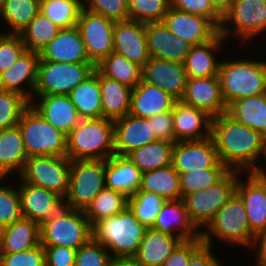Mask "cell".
<instances>
[{"label": "cell", "mask_w": 266, "mask_h": 266, "mask_svg": "<svg viewBox=\"0 0 266 266\" xmlns=\"http://www.w3.org/2000/svg\"><path fill=\"white\" fill-rule=\"evenodd\" d=\"M46 266H74L77 249L65 246H43Z\"/></svg>", "instance_id": "obj_56"}, {"label": "cell", "mask_w": 266, "mask_h": 266, "mask_svg": "<svg viewBox=\"0 0 266 266\" xmlns=\"http://www.w3.org/2000/svg\"><path fill=\"white\" fill-rule=\"evenodd\" d=\"M173 142L155 141L130 152L127 157L142 171L164 168L172 163Z\"/></svg>", "instance_id": "obj_39"}, {"label": "cell", "mask_w": 266, "mask_h": 266, "mask_svg": "<svg viewBox=\"0 0 266 266\" xmlns=\"http://www.w3.org/2000/svg\"><path fill=\"white\" fill-rule=\"evenodd\" d=\"M140 191L155 193L165 200H180V176L172 165L142 173Z\"/></svg>", "instance_id": "obj_38"}, {"label": "cell", "mask_w": 266, "mask_h": 266, "mask_svg": "<svg viewBox=\"0 0 266 266\" xmlns=\"http://www.w3.org/2000/svg\"><path fill=\"white\" fill-rule=\"evenodd\" d=\"M203 244L201 237L183 241L161 266H189L191 256Z\"/></svg>", "instance_id": "obj_54"}, {"label": "cell", "mask_w": 266, "mask_h": 266, "mask_svg": "<svg viewBox=\"0 0 266 266\" xmlns=\"http://www.w3.org/2000/svg\"><path fill=\"white\" fill-rule=\"evenodd\" d=\"M109 266H141L134 258H112Z\"/></svg>", "instance_id": "obj_59"}, {"label": "cell", "mask_w": 266, "mask_h": 266, "mask_svg": "<svg viewBox=\"0 0 266 266\" xmlns=\"http://www.w3.org/2000/svg\"><path fill=\"white\" fill-rule=\"evenodd\" d=\"M103 117L116 120L130 112L132 88L104 76L99 71Z\"/></svg>", "instance_id": "obj_33"}, {"label": "cell", "mask_w": 266, "mask_h": 266, "mask_svg": "<svg viewBox=\"0 0 266 266\" xmlns=\"http://www.w3.org/2000/svg\"><path fill=\"white\" fill-rule=\"evenodd\" d=\"M95 68L93 63L39 60L34 95H69Z\"/></svg>", "instance_id": "obj_11"}, {"label": "cell", "mask_w": 266, "mask_h": 266, "mask_svg": "<svg viewBox=\"0 0 266 266\" xmlns=\"http://www.w3.org/2000/svg\"><path fill=\"white\" fill-rule=\"evenodd\" d=\"M215 247L203 244L190 259L189 266H212L220 256H216Z\"/></svg>", "instance_id": "obj_57"}, {"label": "cell", "mask_w": 266, "mask_h": 266, "mask_svg": "<svg viewBox=\"0 0 266 266\" xmlns=\"http://www.w3.org/2000/svg\"><path fill=\"white\" fill-rule=\"evenodd\" d=\"M114 140V120L81 119L67 136L66 157L71 161L107 160L114 155Z\"/></svg>", "instance_id": "obj_5"}, {"label": "cell", "mask_w": 266, "mask_h": 266, "mask_svg": "<svg viewBox=\"0 0 266 266\" xmlns=\"http://www.w3.org/2000/svg\"><path fill=\"white\" fill-rule=\"evenodd\" d=\"M114 154L127 156L133 150L157 141L147 118L127 114L114 120Z\"/></svg>", "instance_id": "obj_25"}, {"label": "cell", "mask_w": 266, "mask_h": 266, "mask_svg": "<svg viewBox=\"0 0 266 266\" xmlns=\"http://www.w3.org/2000/svg\"><path fill=\"white\" fill-rule=\"evenodd\" d=\"M176 99L156 85L142 80L132 89L129 114L149 118L173 109Z\"/></svg>", "instance_id": "obj_28"}, {"label": "cell", "mask_w": 266, "mask_h": 266, "mask_svg": "<svg viewBox=\"0 0 266 266\" xmlns=\"http://www.w3.org/2000/svg\"><path fill=\"white\" fill-rule=\"evenodd\" d=\"M230 170L228 168H206L179 174L181 199L196 191L206 189L218 183Z\"/></svg>", "instance_id": "obj_46"}, {"label": "cell", "mask_w": 266, "mask_h": 266, "mask_svg": "<svg viewBox=\"0 0 266 266\" xmlns=\"http://www.w3.org/2000/svg\"><path fill=\"white\" fill-rule=\"evenodd\" d=\"M113 52L141 67L149 60L145 23L135 20L115 22Z\"/></svg>", "instance_id": "obj_20"}, {"label": "cell", "mask_w": 266, "mask_h": 266, "mask_svg": "<svg viewBox=\"0 0 266 266\" xmlns=\"http://www.w3.org/2000/svg\"><path fill=\"white\" fill-rule=\"evenodd\" d=\"M39 9L40 0H4L0 7V32L20 34L39 13ZM1 25L4 26L3 31Z\"/></svg>", "instance_id": "obj_34"}, {"label": "cell", "mask_w": 266, "mask_h": 266, "mask_svg": "<svg viewBox=\"0 0 266 266\" xmlns=\"http://www.w3.org/2000/svg\"><path fill=\"white\" fill-rule=\"evenodd\" d=\"M82 9L83 0H40L39 12L60 29H68L77 26Z\"/></svg>", "instance_id": "obj_42"}, {"label": "cell", "mask_w": 266, "mask_h": 266, "mask_svg": "<svg viewBox=\"0 0 266 266\" xmlns=\"http://www.w3.org/2000/svg\"><path fill=\"white\" fill-rule=\"evenodd\" d=\"M188 77L184 64L150 57L142 67V81L160 87L177 101L184 95Z\"/></svg>", "instance_id": "obj_18"}, {"label": "cell", "mask_w": 266, "mask_h": 266, "mask_svg": "<svg viewBox=\"0 0 266 266\" xmlns=\"http://www.w3.org/2000/svg\"><path fill=\"white\" fill-rule=\"evenodd\" d=\"M3 1H4V0H0V7H1V5H2Z\"/></svg>", "instance_id": "obj_64"}, {"label": "cell", "mask_w": 266, "mask_h": 266, "mask_svg": "<svg viewBox=\"0 0 266 266\" xmlns=\"http://www.w3.org/2000/svg\"><path fill=\"white\" fill-rule=\"evenodd\" d=\"M172 116L175 142L202 140L211 136L212 116L206 111L176 101Z\"/></svg>", "instance_id": "obj_26"}, {"label": "cell", "mask_w": 266, "mask_h": 266, "mask_svg": "<svg viewBox=\"0 0 266 266\" xmlns=\"http://www.w3.org/2000/svg\"><path fill=\"white\" fill-rule=\"evenodd\" d=\"M211 137L219 160L229 170L249 173L266 167V138L227 112L212 117Z\"/></svg>", "instance_id": "obj_1"}, {"label": "cell", "mask_w": 266, "mask_h": 266, "mask_svg": "<svg viewBox=\"0 0 266 266\" xmlns=\"http://www.w3.org/2000/svg\"><path fill=\"white\" fill-rule=\"evenodd\" d=\"M30 102L22 95L0 90V130L16 126Z\"/></svg>", "instance_id": "obj_48"}, {"label": "cell", "mask_w": 266, "mask_h": 266, "mask_svg": "<svg viewBox=\"0 0 266 266\" xmlns=\"http://www.w3.org/2000/svg\"><path fill=\"white\" fill-rule=\"evenodd\" d=\"M76 27L80 31L87 56L95 66L113 52L114 21L82 9Z\"/></svg>", "instance_id": "obj_13"}, {"label": "cell", "mask_w": 266, "mask_h": 266, "mask_svg": "<svg viewBox=\"0 0 266 266\" xmlns=\"http://www.w3.org/2000/svg\"><path fill=\"white\" fill-rule=\"evenodd\" d=\"M165 202L160 195L139 190L128 198V207L143 226L150 228Z\"/></svg>", "instance_id": "obj_44"}, {"label": "cell", "mask_w": 266, "mask_h": 266, "mask_svg": "<svg viewBox=\"0 0 266 266\" xmlns=\"http://www.w3.org/2000/svg\"><path fill=\"white\" fill-rule=\"evenodd\" d=\"M26 50L20 34L0 32V73L12 66Z\"/></svg>", "instance_id": "obj_51"}, {"label": "cell", "mask_w": 266, "mask_h": 266, "mask_svg": "<svg viewBox=\"0 0 266 266\" xmlns=\"http://www.w3.org/2000/svg\"><path fill=\"white\" fill-rule=\"evenodd\" d=\"M71 160L59 156H29L16 178L66 197L69 189Z\"/></svg>", "instance_id": "obj_12"}, {"label": "cell", "mask_w": 266, "mask_h": 266, "mask_svg": "<svg viewBox=\"0 0 266 266\" xmlns=\"http://www.w3.org/2000/svg\"><path fill=\"white\" fill-rule=\"evenodd\" d=\"M40 60L61 63H92L77 27L61 29L41 51Z\"/></svg>", "instance_id": "obj_27"}, {"label": "cell", "mask_w": 266, "mask_h": 266, "mask_svg": "<svg viewBox=\"0 0 266 266\" xmlns=\"http://www.w3.org/2000/svg\"><path fill=\"white\" fill-rule=\"evenodd\" d=\"M249 253H253L252 259L255 258L252 265L266 266V231L255 235V239Z\"/></svg>", "instance_id": "obj_58"}, {"label": "cell", "mask_w": 266, "mask_h": 266, "mask_svg": "<svg viewBox=\"0 0 266 266\" xmlns=\"http://www.w3.org/2000/svg\"><path fill=\"white\" fill-rule=\"evenodd\" d=\"M241 173L230 170L215 185L192 192L182 198L189 219L200 232L236 192L238 177Z\"/></svg>", "instance_id": "obj_9"}, {"label": "cell", "mask_w": 266, "mask_h": 266, "mask_svg": "<svg viewBox=\"0 0 266 266\" xmlns=\"http://www.w3.org/2000/svg\"><path fill=\"white\" fill-rule=\"evenodd\" d=\"M106 160H73L64 207L85 210L105 188Z\"/></svg>", "instance_id": "obj_10"}, {"label": "cell", "mask_w": 266, "mask_h": 266, "mask_svg": "<svg viewBox=\"0 0 266 266\" xmlns=\"http://www.w3.org/2000/svg\"><path fill=\"white\" fill-rule=\"evenodd\" d=\"M13 179L15 183L9 184V178H0V225L4 227L22 218L16 175Z\"/></svg>", "instance_id": "obj_45"}, {"label": "cell", "mask_w": 266, "mask_h": 266, "mask_svg": "<svg viewBox=\"0 0 266 266\" xmlns=\"http://www.w3.org/2000/svg\"><path fill=\"white\" fill-rule=\"evenodd\" d=\"M17 125L28 157H66L67 136L46 121L31 105L23 112Z\"/></svg>", "instance_id": "obj_8"}, {"label": "cell", "mask_w": 266, "mask_h": 266, "mask_svg": "<svg viewBox=\"0 0 266 266\" xmlns=\"http://www.w3.org/2000/svg\"><path fill=\"white\" fill-rule=\"evenodd\" d=\"M30 105L66 136L82 119L69 95H33Z\"/></svg>", "instance_id": "obj_23"}, {"label": "cell", "mask_w": 266, "mask_h": 266, "mask_svg": "<svg viewBox=\"0 0 266 266\" xmlns=\"http://www.w3.org/2000/svg\"><path fill=\"white\" fill-rule=\"evenodd\" d=\"M219 33L228 42L231 41L230 52H234L232 47L237 45V50L241 51L242 46L249 47L250 42L254 43L253 46L261 43L259 45L264 49L265 44L262 41L266 40V0H232L229 7L222 13Z\"/></svg>", "instance_id": "obj_2"}, {"label": "cell", "mask_w": 266, "mask_h": 266, "mask_svg": "<svg viewBox=\"0 0 266 266\" xmlns=\"http://www.w3.org/2000/svg\"><path fill=\"white\" fill-rule=\"evenodd\" d=\"M17 180L23 218L41 224L64 207V199L57 193Z\"/></svg>", "instance_id": "obj_16"}, {"label": "cell", "mask_w": 266, "mask_h": 266, "mask_svg": "<svg viewBox=\"0 0 266 266\" xmlns=\"http://www.w3.org/2000/svg\"><path fill=\"white\" fill-rule=\"evenodd\" d=\"M230 55V59L225 55L221 59L218 74L227 107L235 100L266 93V57L255 59L254 55L252 59L251 55L250 59L237 55L234 59V55Z\"/></svg>", "instance_id": "obj_3"}, {"label": "cell", "mask_w": 266, "mask_h": 266, "mask_svg": "<svg viewBox=\"0 0 266 266\" xmlns=\"http://www.w3.org/2000/svg\"><path fill=\"white\" fill-rule=\"evenodd\" d=\"M69 96L82 119L103 117L99 70L97 68L84 81L79 83L69 93Z\"/></svg>", "instance_id": "obj_35"}, {"label": "cell", "mask_w": 266, "mask_h": 266, "mask_svg": "<svg viewBox=\"0 0 266 266\" xmlns=\"http://www.w3.org/2000/svg\"><path fill=\"white\" fill-rule=\"evenodd\" d=\"M111 259L107 248L92 238L77 249L74 266H109Z\"/></svg>", "instance_id": "obj_50"}, {"label": "cell", "mask_w": 266, "mask_h": 266, "mask_svg": "<svg viewBox=\"0 0 266 266\" xmlns=\"http://www.w3.org/2000/svg\"><path fill=\"white\" fill-rule=\"evenodd\" d=\"M4 229H5V227L0 225V248H1V245H2V241H3Z\"/></svg>", "instance_id": "obj_62"}, {"label": "cell", "mask_w": 266, "mask_h": 266, "mask_svg": "<svg viewBox=\"0 0 266 266\" xmlns=\"http://www.w3.org/2000/svg\"><path fill=\"white\" fill-rule=\"evenodd\" d=\"M162 21L171 33L191 46L206 43L219 33V28L210 19L172 6Z\"/></svg>", "instance_id": "obj_15"}, {"label": "cell", "mask_w": 266, "mask_h": 266, "mask_svg": "<svg viewBox=\"0 0 266 266\" xmlns=\"http://www.w3.org/2000/svg\"><path fill=\"white\" fill-rule=\"evenodd\" d=\"M93 238L92 225L84 210L63 207L40 224L42 246H65L78 249Z\"/></svg>", "instance_id": "obj_7"}, {"label": "cell", "mask_w": 266, "mask_h": 266, "mask_svg": "<svg viewBox=\"0 0 266 266\" xmlns=\"http://www.w3.org/2000/svg\"><path fill=\"white\" fill-rule=\"evenodd\" d=\"M128 207V197L123 193L104 188L84 210L92 227L100 220L115 216Z\"/></svg>", "instance_id": "obj_41"}, {"label": "cell", "mask_w": 266, "mask_h": 266, "mask_svg": "<svg viewBox=\"0 0 266 266\" xmlns=\"http://www.w3.org/2000/svg\"><path fill=\"white\" fill-rule=\"evenodd\" d=\"M152 228L185 240L200 238V231L191 222L185 204L180 200H166Z\"/></svg>", "instance_id": "obj_29"}, {"label": "cell", "mask_w": 266, "mask_h": 266, "mask_svg": "<svg viewBox=\"0 0 266 266\" xmlns=\"http://www.w3.org/2000/svg\"><path fill=\"white\" fill-rule=\"evenodd\" d=\"M0 266H46L41 244L18 253H0Z\"/></svg>", "instance_id": "obj_53"}, {"label": "cell", "mask_w": 266, "mask_h": 266, "mask_svg": "<svg viewBox=\"0 0 266 266\" xmlns=\"http://www.w3.org/2000/svg\"><path fill=\"white\" fill-rule=\"evenodd\" d=\"M96 68L104 76L132 89L142 80V67L115 52L105 57L96 65Z\"/></svg>", "instance_id": "obj_40"}, {"label": "cell", "mask_w": 266, "mask_h": 266, "mask_svg": "<svg viewBox=\"0 0 266 266\" xmlns=\"http://www.w3.org/2000/svg\"><path fill=\"white\" fill-rule=\"evenodd\" d=\"M170 6L171 0H128L129 19L143 23L162 21Z\"/></svg>", "instance_id": "obj_47"}, {"label": "cell", "mask_w": 266, "mask_h": 266, "mask_svg": "<svg viewBox=\"0 0 266 266\" xmlns=\"http://www.w3.org/2000/svg\"><path fill=\"white\" fill-rule=\"evenodd\" d=\"M171 6L191 14L210 19L218 28L222 22V13L211 0H171Z\"/></svg>", "instance_id": "obj_52"}, {"label": "cell", "mask_w": 266, "mask_h": 266, "mask_svg": "<svg viewBox=\"0 0 266 266\" xmlns=\"http://www.w3.org/2000/svg\"><path fill=\"white\" fill-rule=\"evenodd\" d=\"M221 258H219L212 266H224V265H226L227 266V264H226V261H223V259L222 260H220ZM222 261V262H221ZM223 262H225V264L223 265Z\"/></svg>", "instance_id": "obj_63"}, {"label": "cell", "mask_w": 266, "mask_h": 266, "mask_svg": "<svg viewBox=\"0 0 266 266\" xmlns=\"http://www.w3.org/2000/svg\"><path fill=\"white\" fill-rule=\"evenodd\" d=\"M147 119L157 140L175 143L172 110Z\"/></svg>", "instance_id": "obj_55"}, {"label": "cell", "mask_w": 266, "mask_h": 266, "mask_svg": "<svg viewBox=\"0 0 266 266\" xmlns=\"http://www.w3.org/2000/svg\"><path fill=\"white\" fill-rule=\"evenodd\" d=\"M236 193L242 199L251 231H266V185L253 173H241Z\"/></svg>", "instance_id": "obj_19"}, {"label": "cell", "mask_w": 266, "mask_h": 266, "mask_svg": "<svg viewBox=\"0 0 266 266\" xmlns=\"http://www.w3.org/2000/svg\"><path fill=\"white\" fill-rule=\"evenodd\" d=\"M214 6L223 13L231 4L232 0H211Z\"/></svg>", "instance_id": "obj_60"}, {"label": "cell", "mask_w": 266, "mask_h": 266, "mask_svg": "<svg viewBox=\"0 0 266 266\" xmlns=\"http://www.w3.org/2000/svg\"><path fill=\"white\" fill-rule=\"evenodd\" d=\"M142 171L127 157L114 154L106 160L105 188L128 198L139 191Z\"/></svg>", "instance_id": "obj_31"}, {"label": "cell", "mask_w": 266, "mask_h": 266, "mask_svg": "<svg viewBox=\"0 0 266 266\" xmlns=\"http://www.w3.org/2000/svg\"><path fill=\"white\" fill-rule=\"evenodd\" d=\"M39 60L38 52L26 50L12 66L0 73V90L18 93L31 102Z\"/></svg>", "instance_id": "obj_21"}, {"label": "cell", "mask_w": 266, "mask_h": 266, "mask_svg": "<svg viewBox=\"0 0 266 266\" xmlns=\"http://www.w3.org/2000/svg\"><path fill=\"white\" fill-rule=\"evenodd\" d=\"M184 104L206 111L215 117L227 112L219 76L188 78L180 100Z\"/></svg>", "instance_id": "obj_17"}, {"label": "cell", "mask_w": 266, "mask_h": 266, "mask_svg": "<svg viewBox=\"0 0 266 266\" xmlns=\"http://www.w3.org/2000/svg\"><path fill=\"white\" fill-rule=\"evenodd\" d=\"M146 229L127 207L115 216L98 221L92 232L93 239L102 243L112 258H133Z\"/></svg>", "instance_id": "obj_6"}, {"label": "cell", "mask_w": 266, "mask_h": 266, "mask_svg": "<svg viewBox=\"0 0 266 266\" xmlns=\"http://www.w3.org/2000/svg\"><path fill=\"white\" fill-rule=\"evenodd\" d=\"M171 165L179 174L201 171L206 168H227L219 160L211 136L202 140L175 142Z\"/></svg>", "instance_id": "obj_14"}, {"label": "cell", "mask_w": 266, "mask_h": 266, "mask_svg": "<svg viewBox=\"0 0 266 266\" xmlns=\"http://www.w3.org/2000/svg\"><path fill=\"white\" fill-rule=\"evenodd\" d=\"M200 237L208 246L216 247L217 245H214L216 242L219 246L223 243L225 245L223 249L228 246L230 248L239 246L247 251L250 250L255 234L249 227L245 205L236 192L200 232Z\"/></svg>", "instance_id": "obj_4"}, {"label": "cell", "mask_w": 266, "mask_h": 266, "mask_svg": "<svg viewBox=\"0 0 266 266\" xmlns=\"http://www.w3.org/2000/svg\"><path fill=\"white\" fill-rule=\"evenodd\" d=\"M83 9L114 22L129 20L128 0H83Z\"/></svg>", "instance_id": "obj_49"}, {"label": "cell", "mask_w": 266, "mask_h": 266, "mask_svg": "<svg viewBox=\"0 0 266 266\" xmlns=\"http://www.w3.org/2000/svg\"><path fill=\"white\" fill-rule=\"evenodd\" d=\"M228 41L218 33L212 40L191 46L184 64L185 72L188 78L214 77L219 74V66L228 47ZM225 46V47H224ZM224 48V49H223ZM222 50V51H221ZM224 52V53H223ZM219 53V54H218ZM220 55V56H218ZM218 57V58H217Z\"/></svg>", "instance_id": "obj_22"}, {"label": "cell", "mask_w": 266, "mask_h": 266, "mask_svg": "<svg viewBox=\"0 0 266 266\" xmlns=\"http://www.w3.org/2000/svg\"><path fill=\"white\" fill-rule=\"evenodd\" d=\"M147 50L150 57L183 64L191 45L175 36L163 21L145 23Z\"/></svg>", "instance_id": "obj_24"}, {"label": "cell", "mask_w": 266, "mask_h": 266, "mask_svg": "<svg viewBox=\"0 0 266 266\" xmlns=\"http://www.w3.org/2000/svg\"><path fill=\"white\" fill-rule=\"evenodd\" d=\"M253 173L266 185V167Z\"/></svg>", "instance_id": "obj_61"}, {"label": "cell", "mask_w": 266, "mask_h": 266, "mask_svg": "<svg viewBox=\"0 0 266 266\" xmlns=\"http://www.w3.org/2000/svg\"><path fill=\"white\" fill-rule=\"evenodd\" d=\"M61 29L39 12L20 33L28 51H40L54 39Z\"/></svg>", "instance_id": "obj_43"}, {"label": "cell", "mask_w": 266, "mask_h": 266, "mask_svg": "<svg viewBox=\"0 0 266 266\" xmlns=\"http://www.w3.org/2000/svg\"><path fill=\"white\" fill-rule=\"evenodd\" d=\"M40 244V224L20 218L5 227L0 253H18Z\"/></svg>", "instance_id": "obj_36"}, {"label": "cell", "mask_w": 266, "mask_h": 266, "mask_svg": "<svg viewBox=\"0 0 266 266\" xmlns=\"http://www.w3.org/2000/svg\"><path fill=\"white\" fill-rule=\"evenodd\" d=\"M183 241L180 237L147 228L133 258L141 266H161Z\"/></svg>", "instance_id": "obj_30"}, {"label": "cell", "mask_w": 266, "mask_h": 266, "mask_svg": "<svg viewBox=\"0 0 266 266\" xmlns=\"http://www.w3.org/2000/svg\"><path fill=\"white\" fill-rule=\"evenodd\" d=\"M227 113L266 138V93L235 100Z\"/></svg>", "instance_id": "obj_37"}, {"label": "cell", "mask_w": 266, "mask_h": 266, "mask_svg": "<svg viewBox=\"0 0 266 266\" xmlns=\"http://www.w3.org/2000/svg\"><path fill=\"white\" fill-rule=\"evenodd\" d=\"M27 158L18 125L0 130V178L18 176Z\"/></svg>", "instance_id": "obj_32"}]
</instances>
